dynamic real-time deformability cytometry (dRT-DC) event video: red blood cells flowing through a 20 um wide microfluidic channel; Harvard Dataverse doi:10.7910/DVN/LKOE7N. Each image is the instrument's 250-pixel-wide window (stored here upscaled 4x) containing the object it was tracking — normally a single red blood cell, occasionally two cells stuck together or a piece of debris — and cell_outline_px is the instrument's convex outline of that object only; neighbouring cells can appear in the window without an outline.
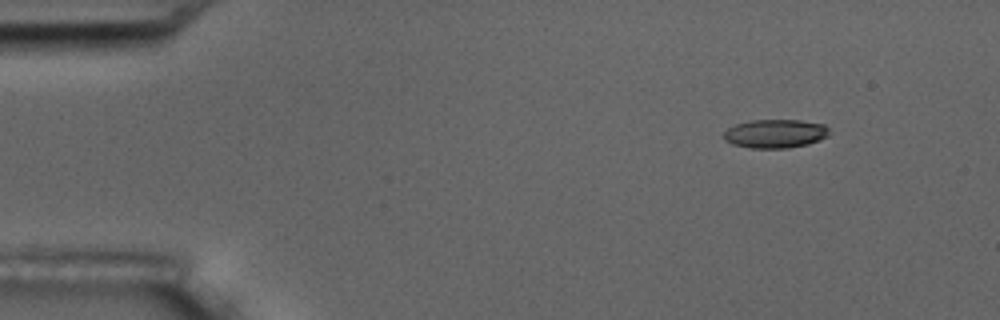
{"species": "common noctule bat (a hibernating species)", "species_latin": "Nyctalus noctula", "temperature_condition": "room temperature", "stored_images_in_passage": 4, "camera_frame_rate_fps": 3000, "um_per_image_px": 0.085, "animal": {"sex": "male", "body_mass_g": 17.5, "forearm_length_mm": 52.3}, "frame": {"image": 1, "passage_image": 2, "time_ms": 1.0, "image_size_px": [1000, 320], "cell_outline_px": [[828, 136], [820, 140], [808, 144], [788, 148], [748, 148], [732, 144], [724, 140], [724, 132], [728, 128], [736, 124], [748, 120], [800, 120], [824, 124], [828, 128]], "centroid_in_image_um": [65.88, 11.36], "position_along_channel_um": 19.1, "area_um2": 17.74}}
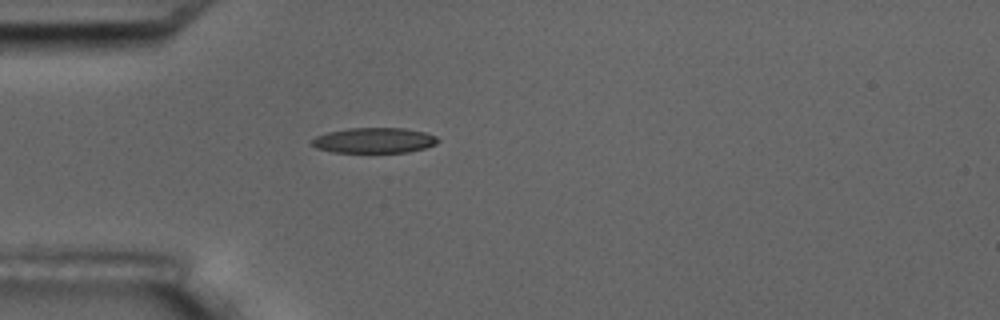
{"frame": {"image": 2, "passage_image": 4, "time_ms": 4.333, "image_size_px": [1000, 320], "cell_outline_px": [[440, 140], [436, 144], [424, 148], [408, 152], [332, 152], [316, 148], [312, 144], [312, 140], [316, 136], [328, 132], [348, 128], [404, 128], [424, 132], [436, 136]], "centroid_in_image_um": [31.81, 11.93], "position_along_channel_um": 53.2, "area_um2": 18.55}}